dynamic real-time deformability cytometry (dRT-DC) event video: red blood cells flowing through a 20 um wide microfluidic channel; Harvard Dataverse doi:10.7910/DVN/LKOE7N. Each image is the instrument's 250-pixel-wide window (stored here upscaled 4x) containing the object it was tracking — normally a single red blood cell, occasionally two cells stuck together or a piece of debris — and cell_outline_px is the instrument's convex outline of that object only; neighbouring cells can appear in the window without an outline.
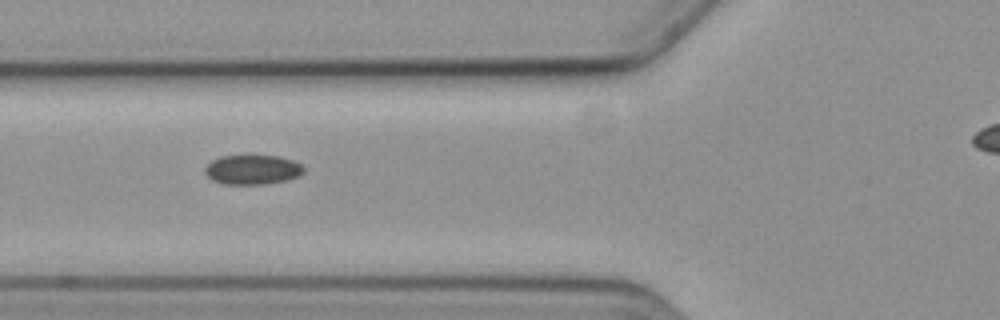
{"species": "common noctule bat (a hibernating species)", "species_latin": "Nyctalus noctula", "temperature_condition": "cold", "stored_images_in_passage": 4, "camera_frame_rate_fps": 3000, "um_per_image_px": 0.085, "animal": {"sex": "female", "body_mass_g": 19.3, "forearm_length_mm": 54.1}, "frame": {"image": 1, "passage_image": 2, "time_ms": 1.0, "image_size_px": [1000, 320], "cell_outline_px": [[304, 172], [300, 176], [288, 180], [264, 184], [224, 184], [212, 180], [204, 172], [204, 168], [212, 160], [220, 156], [248, 152], [280, 156], [292, 160], [300, 164], [304, 168]], "centroid_in_image_um": [21.46, 14.36], "position_along_channel_um": 104.3, "area_um2": 17.92}}
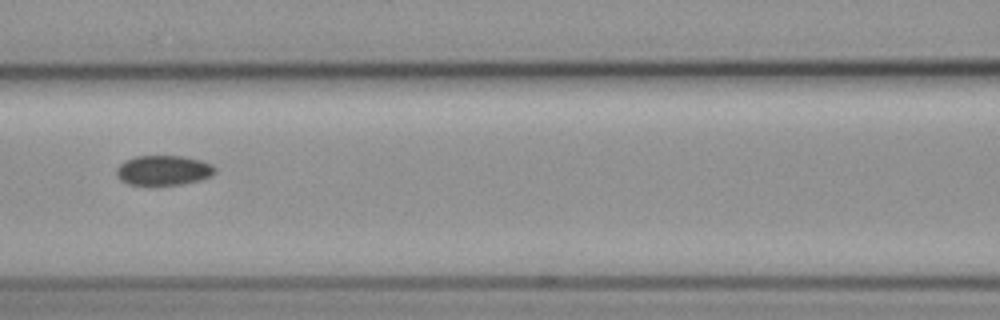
{"frame": {"image": 2, "passage_image": 3, "time_ms": 2.333, "image_size_px": [1000, 320], "cell_outline_px": [[216, 172], [200, 180], [180, 184], [128, 184], [120, 180], [116, 176], [116, 168], [124, 160], [136, 156], [184, 156], [200, 160], [212, 164], [216, 168]], "centroid_in_image_um": [13.87, 14.46], "position_along_channel_um": 152.7, "area_um2": 17.05}}
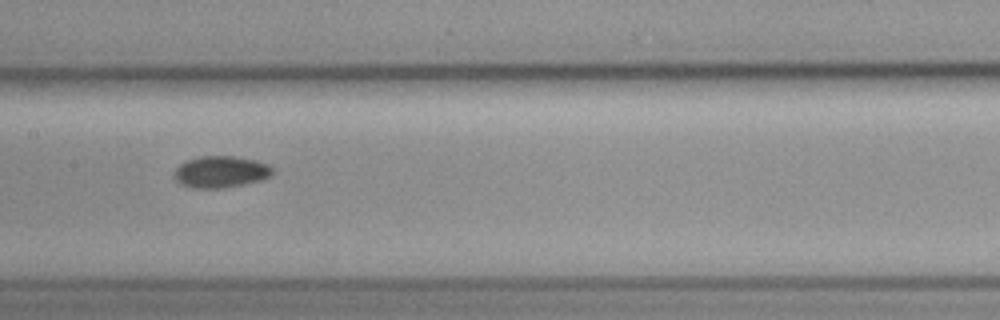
{"frame": {"image": 3, "passage_image": 4, "time_ms": 3.333, "image_size_px": [1000, 320], "cell_outline_px": [[272, 172], [268, 176], [260, 180], [244, 184], [224, 188], [192, 188], [180, 184], [172, 176], [176, 168], [180, 164], [188, 160], [200, 156], [236, 156], [256, 160], [268, 164], [272, 168]], "centroid_in_image_um": [18.72, 14.61], "position_along_channel_um": 188.7, "area_um2": 18.15}}